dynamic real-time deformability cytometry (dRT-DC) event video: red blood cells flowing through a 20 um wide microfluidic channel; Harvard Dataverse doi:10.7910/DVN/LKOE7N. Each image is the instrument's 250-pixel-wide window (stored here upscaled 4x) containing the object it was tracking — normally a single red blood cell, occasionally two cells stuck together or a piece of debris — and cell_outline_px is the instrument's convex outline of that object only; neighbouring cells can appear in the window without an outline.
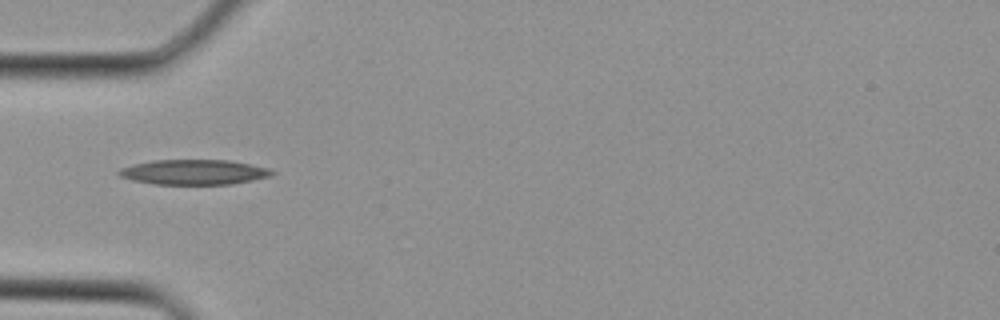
{"species": "Egyptian fruit bat (a non-hibernating species)", "species_latin": "Rousettus aegyptiacus", "temperature_condition": "cold", "stored_images_in_passage": 4, "camera_frame_rate_fps": 3000, "um_per_image_px": 0.085, "animal": {"sex": "female"}, "frame": {"image": 1, "passage_image": 4, "time_ms": 1.0, "image_size_px": [1000, 320], "cell_outline_px": [[276, 172], [272, 176], [232, 184], [156, 184], [132, 180], [120, 176], [116, 172], [120, 168], [132, 164], [152, 160], [228, 160], [268, 168]], "centroid_in_image_um": [16.46, 14.63], "position_along_channel_um": 68.5, "area_um2": 22.31}}